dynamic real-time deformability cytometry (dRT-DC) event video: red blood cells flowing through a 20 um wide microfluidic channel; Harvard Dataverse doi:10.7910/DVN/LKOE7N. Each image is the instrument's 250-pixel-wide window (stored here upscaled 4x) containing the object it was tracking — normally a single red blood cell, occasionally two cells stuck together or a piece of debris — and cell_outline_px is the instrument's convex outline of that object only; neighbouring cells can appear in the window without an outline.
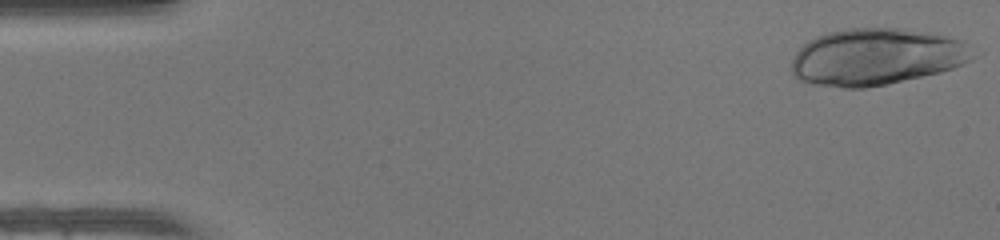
{"species": "human", "species_latin": "Homo sapiens", "temperature_condition": "warm", "stored_images_in_passage": 23, "camera_frame_rate_fps": 3000, "um_per_image_px": 0.085, "donor": {"sex": "female"}, "frame": {"image": 1, "passage_image": 1, "time_ms": 0.0, "image_size_px": [1000, 240], "cell_outline_px": [[968, 60], [952, 68], [940, 72], [888, 84], [864, 88], [844, 88], [812, 84], [800, 80], [792, 72], [792, 60], [796, 52], [808, 40], [816, 36], [828, 32], [844, 28], [904, 28], [948, 36], [960, 40]], "centroid_in_image_um": [74.34, 4.83], "position_along_channel_um": 10.7, "area_um2": 59.07}}
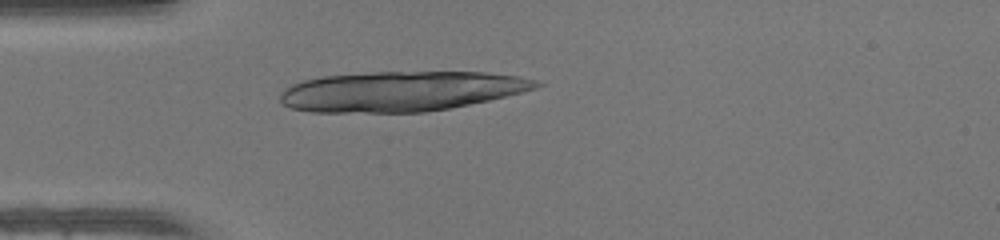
{"frame": {"image": 2, "passage_image": 13, "time_ms": 4.0, "image_size_px": [1000, 240], "cell_outline_px": [[544, 84], [536, 88], [488, 100], [448, 108], [424, 112], [312, 112], [292, 108], [284, 104], [280, 100], [280, 92], [292, 84], [304, 80], [324, 76], [372, 72], [484, 72], [520, 76], [536, 80]], "centroid_in_image_um": [34.07, 7.75], "position_along_channel_um": 50.9, "area_um2": 59.36}}